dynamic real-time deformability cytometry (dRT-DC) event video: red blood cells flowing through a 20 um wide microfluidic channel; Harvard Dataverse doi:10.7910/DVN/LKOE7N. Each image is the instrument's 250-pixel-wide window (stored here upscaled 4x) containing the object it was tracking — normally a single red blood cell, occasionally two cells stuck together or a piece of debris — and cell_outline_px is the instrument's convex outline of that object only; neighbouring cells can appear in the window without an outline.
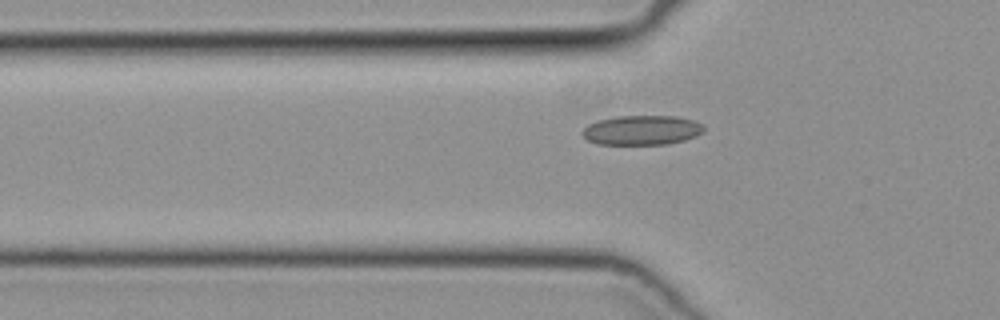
{"species": "common noctule bat (a hibernating species)", "species_latin": "Nyctalus noctula", "temperature_condition": "cold", "stored_images_in_passage": 38, "camera_frame_rate_fps": 3000, "um_per_image_px": 0.085, "animal": {"sex": "female", "body_mass_g": 19.3, "forearm_length_mm": 54.1}, "frame": {"image": 1, "passage_image": 9, "time_ms": 2.667, "image_size_px": [1000, 320], "cell_outline_px": [[704, 128], [696, 136], [684, 140], [668, 144], [596, 144], [588, 140], [580, 132], [588, 124], [600, 120], [616, 116], [676, 116], [692, 120], [704, 124]], "centroid_in_image_um": [54.54, 11.06], "position_along_channel_um": 71.3, "area_um2": 20.87}}
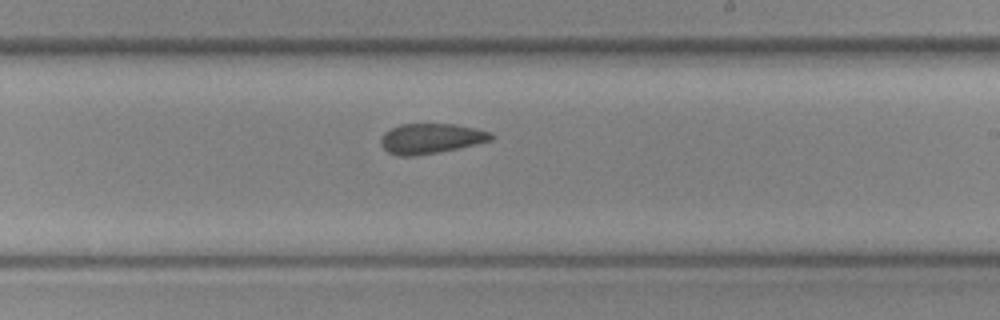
{"frame": {"image": 2, "passage_image": 22, "time_ms": 7.0, "image_size_px": [1000, 320], "cell_outline_px": [[496, 136], [492, 140], [476, 144], [416, 156], [396, 156], [388, 152], [380, 144], [380, 140], [384, 132], [400, 124], [456, 124], [476, 128], [492, 132]], "centroid_in_image_um": [36.63, 11.77], "position_along_channel_um": 252.4, "area_um2": 19.42}}
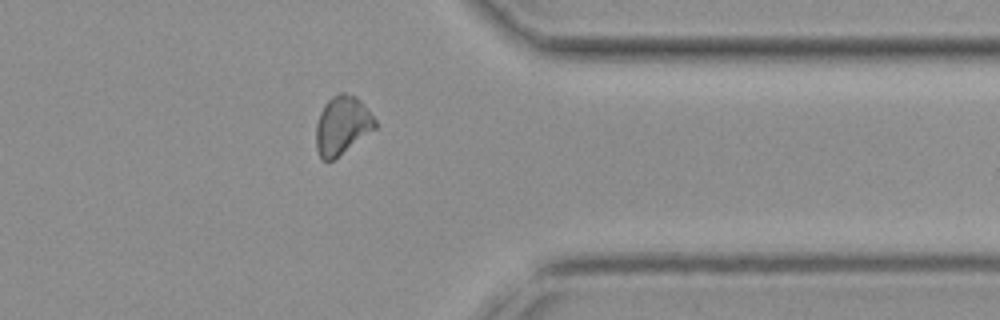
{"frame": {"image": 3, "passage_image": 32, "time_ms": 10.333, "image_size_px": [1000, 320], "cell_outline_px": [[376, 128], [332, 160], [320, 160], [316, 148], [316, 124], [320, 112], [324, 104], [332, 96], [340, 92], [344, 92], [356, 96], [364, 104], [376, 120]], "centroid_in_image_um": [29.06, 10.63], "position_along_channel_um": 382.3, "area_um2": 20.06}}